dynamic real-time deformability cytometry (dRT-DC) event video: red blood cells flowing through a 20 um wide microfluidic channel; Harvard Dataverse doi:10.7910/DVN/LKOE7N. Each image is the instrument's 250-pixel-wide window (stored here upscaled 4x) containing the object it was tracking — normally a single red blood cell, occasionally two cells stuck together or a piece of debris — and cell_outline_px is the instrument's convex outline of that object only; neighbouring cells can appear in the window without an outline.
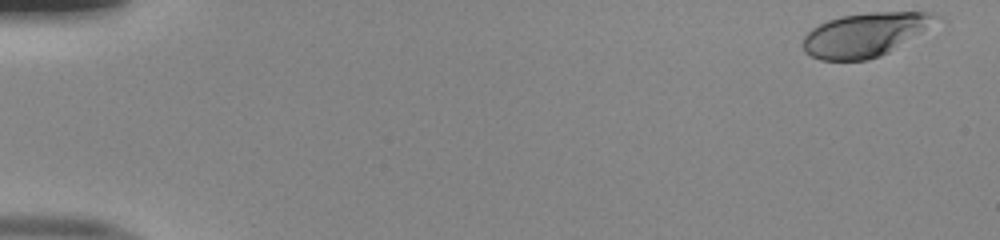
{"species": "human", "species_latin": "Homo sapiens", "temperature_condition": "room temperature", "stored_images_in_passage": 51, "camera_frame_rate_fps": 3000, "um_per_image_px": 0.085, "donor": {"sex": "male"}, "frame": {"image": 1, "passage_image": 1, "time_ms": 0.0, "image_size_px": [1000, 240], "cell_outline_px": [[936, 16], [920, 32], [888, 52], [880, 56], [868, 60], [820, 60], [804, 52], [804, 36], [812, 28], [828, 20], [840, 16], [868, 12], [928, 12]], "centroid_in_image_um": [73.4, 2.96], "position_along_channel_um": 11.6, "area_um2": 32.89}}
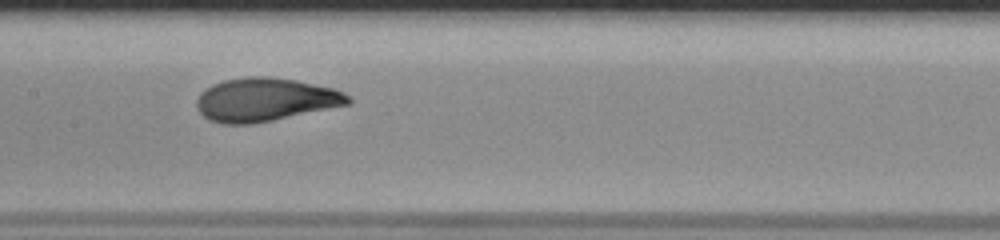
{"frame": {"image": 2, "passage_image": 26, "time_ms": 8.333, "image_size_px": [1000, 240], "cell_outline_px": [[352, 104], [252, 124], [220, 124], [208, 120], [196, 108], [196, 100], [200, 92], [212, 84], [224, 80], [248, 76], [268, 76], [296, 80], [332, 88], [344, 92], [352, 100]], "centroid_in_image_um": [22.52, 8.47], "position_along_channel_um": 184.9, "area_um2": 38.49}}
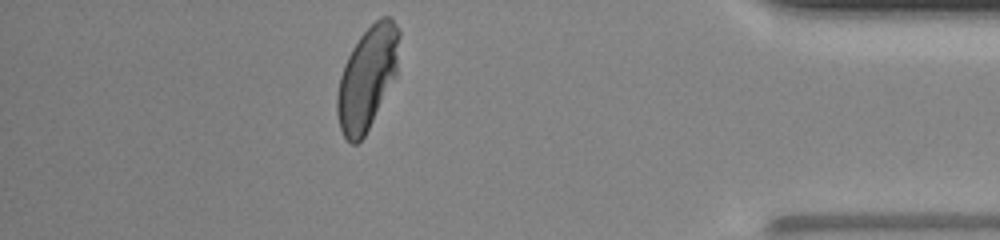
{"frame": {"image": 3, "passage_image": 45, "time_ms": 14.667, "image_size_px": [1000, 240], "cell_outline_px": [[400, 36], [396, 76], [364, 136], [356, 144], [352, 144], [344, 136], [340, 128], [336, 112], [336, 96], [340, 76], [344, 64], [352, 48], [360, 36], [380, 16], [392, 16], [400, 32]], "centroid_in_image_um": [31.22, 6.59], "position_along_channel_um": 404.0, "area_um2": 37.05}, "authors_computed_cell_mechanics": {"area_um2": 36.992, "velocity_mm_per_s": 4.0189, "shape_relaxation_time_tau1_ms": 4.1115, "shape_relaxation_time_tau2_ms": null, "deformation_change_tau1": 0.1938, "deformation_change_tau2": null}}